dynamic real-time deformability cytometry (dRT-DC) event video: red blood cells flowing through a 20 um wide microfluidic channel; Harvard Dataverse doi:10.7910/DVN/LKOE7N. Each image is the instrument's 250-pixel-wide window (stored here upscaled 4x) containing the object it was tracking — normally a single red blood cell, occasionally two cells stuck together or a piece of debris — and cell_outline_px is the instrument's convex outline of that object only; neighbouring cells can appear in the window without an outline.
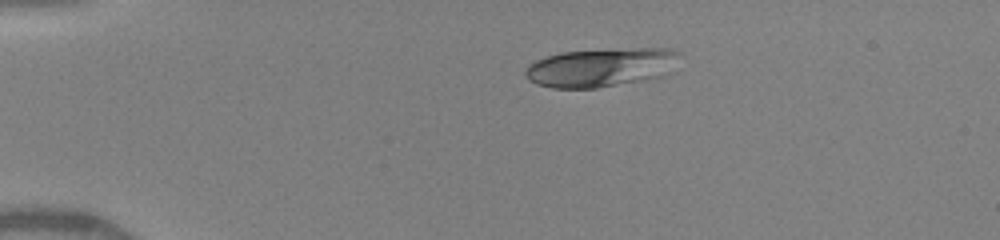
{"species": "human", "species_latin": "Homo sapiens", "temperature_condition": "warm", "stored_images_in_passage": 60, "camera_frame_rate_fps": 3000, "um_per_image_px": 0.085, "donor": {"sex": "female"}, "frame": {"image": 1, "passage_image": 1, "time_ms": 0.0, "image_size_px": [1000, 240], "cell_outline_px": [[684, 56], [672, 72], [660, 76], [596, 88], [552, 88], [536, 84], [528, 80], [524, 76], [524, 72], [528, 64], [536, 60], [560, 52], [640, 48], [668, 48], [684, 52]], "centroid_in_image_um": [51.15, 5.72], "position_along_channel_um": 33.8, "area_um2": 35.14}}
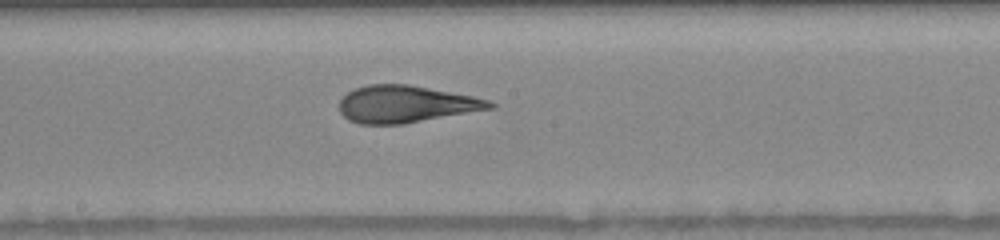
{"frame": {"image": 2, "passage_image": 27, "time_ms": 5.667, "image_size_px": [1000, 240], "cell_outline_px": [[496, 108], [404, 124], [360, 124], [348, 120], [340, 112], [340, 100], [348, 92], [356, 88], [368, 84], [408, 84], [472, 96], [488, 100], [496, 104]], "centroid_in_image_um": [34.51, 8.86], "position_along_channel_um": 213.7, "area_um2": 32.48}}
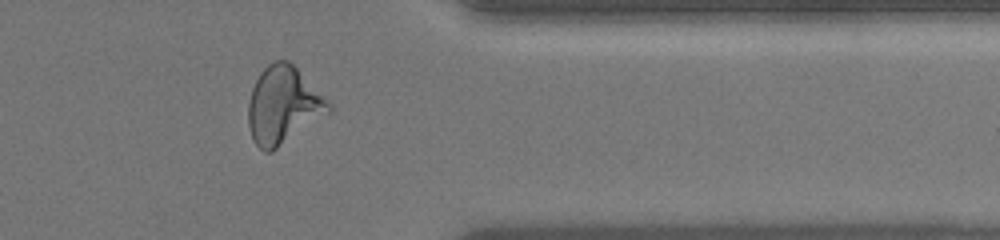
{"frame": {"image": 3, "passage_image": 47, "time_ms": 10.0, "image_size_px": [1000, 240], "cell_outline_px": [[332, 112], [272, 152], [264, 152], [256, 144], [252, 136], [248, 124], [248, 104], [252, 88], [260, 72], [272, 60], [288, 60], [332, 104]], "centroid_in_image_um": [24.08, 8.97], "position_along_channel_um": 387.3, "area_um2": 36.24}, "authors_computed_cell_mechanics": {"area_um2": 33.1483, "velocity_mm_per_s": 4.1961, "shape_relaxation_time_tau1_ms": 5.5435, "shape_relaxation_time_tau2_ms": 1.0086, "deformation_change_tau1": 0.2301, "deformation_change_tau2": 0.0916}}